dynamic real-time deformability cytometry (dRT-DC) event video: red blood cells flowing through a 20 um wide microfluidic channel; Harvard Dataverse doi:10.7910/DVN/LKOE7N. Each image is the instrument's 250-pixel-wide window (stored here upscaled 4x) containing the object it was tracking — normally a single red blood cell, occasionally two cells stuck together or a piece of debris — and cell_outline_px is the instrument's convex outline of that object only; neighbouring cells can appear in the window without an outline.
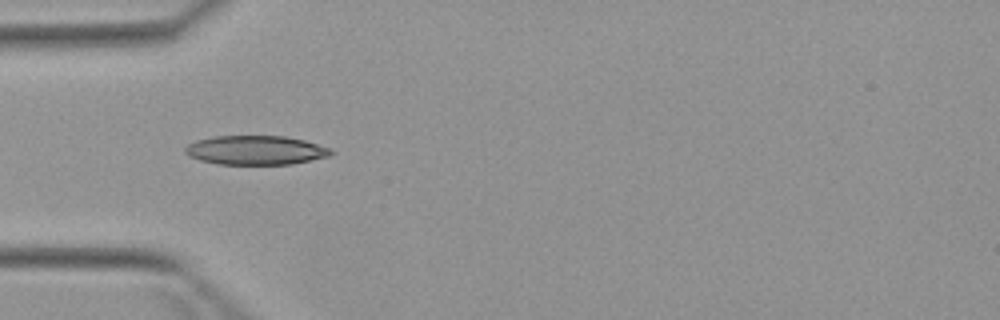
{"species": "Egyptian fruit bat (a non-hibernating species)", "species_latin": "Rousettus aegyptiacus", "temperature_condition": "warm", "stored_images_in_passage": 6, "camera_frame_rate_fps": 3000, "um_per_image_px": 0.085, "animal": {"sex": "female"}, "frame": {"image": 1, "passage_image": 4, "time_ms": 3.667, "image_size_px": [1000, 320], "cell_outline_px": [[336, 152], [328, 156], [292, 164], [220, 164], [200, 160], [188, 156], [184, 152], [184, 148], [188, 144], [196, 140], [216, 136], [284, 136], [304, 140], [332, 148]], "centroid_in_image_um": [21.74, 12.76], "position_along_channel_um": 63.3, "area_um2": 24.8}}
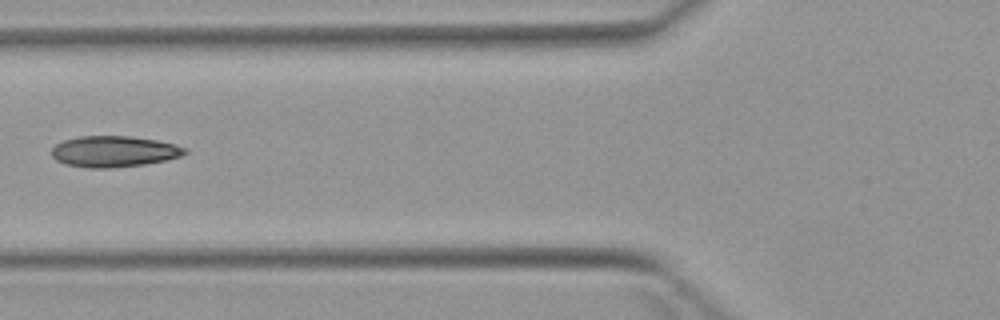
{"frame": {"image": 2, "passage_image": 5, "time_ms": 5.0, "image_size_px": [1000, 320], "cell_outline_px": [[188, 152], [180, 156], [164, 160], [144, 164], [108, 168], [88, 168], [64, 164], [56, 160], [52, 156], [52, 148], [56, 144], [64, 140], [80, 136], [128, 136], [156, 140], [188, 148]], "centroid_in_image_um": [9.66, 12.87], "position_along_channel_um": 116.1, "area_um2": 23.99}}
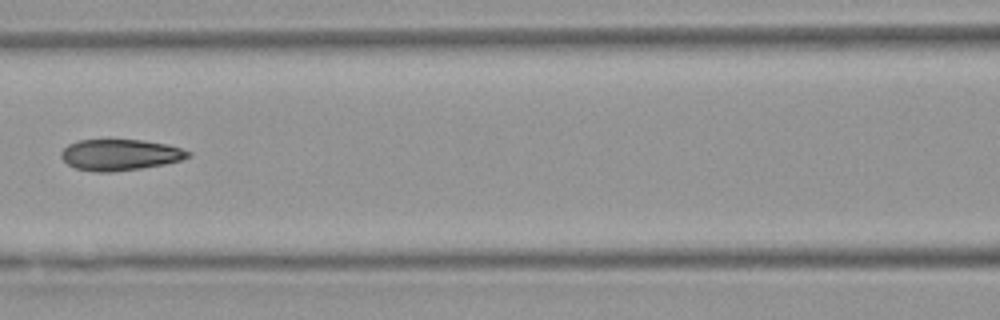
{"frame": {"image": 3, "passage_image": 6, "time_ms": 6.0, "image_size_px": [1000, 320], "cell_outline_px": [[192, 156], [180, 160], [164, 164], [140, 168], [112, 172], [96, 172], [76, 168], [68, 164], [60, 156], [60, 152], [68, 144], [80, 140], [144, 140], [168, 144], [192, 152]], "centroid_in_image_um": [10.22, 13.15], "position_along_channel_um": 156.4, "area_um2": 23.0}}